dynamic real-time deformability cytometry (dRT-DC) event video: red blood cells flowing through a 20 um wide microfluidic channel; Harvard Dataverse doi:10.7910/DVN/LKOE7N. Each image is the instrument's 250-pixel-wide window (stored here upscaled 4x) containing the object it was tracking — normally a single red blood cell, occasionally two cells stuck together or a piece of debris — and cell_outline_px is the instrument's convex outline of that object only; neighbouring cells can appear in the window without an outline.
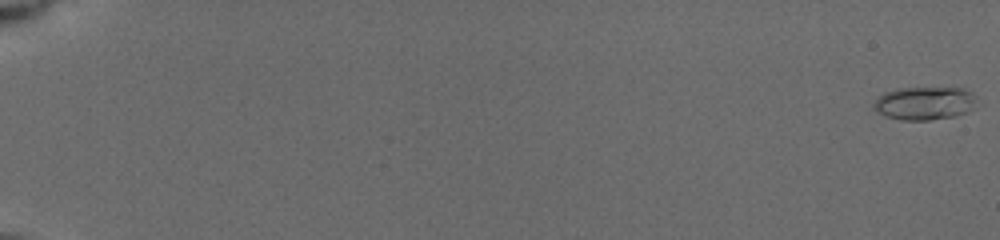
{"species": "common noctule bat (a hibernating species)", "species_latin": "Nyctalus noctula", "temperature_condition": "cold", "stored_images_in_passage": 57, "camera_frame_rate_fps": 3000, "um_per_image_px": 0.085, "animal": {"sex": "female", "body_mass_g": 19.5, "forearm_length_mm": 54.1}, "frame": {"image": 1, "passage_image": 1, "time_ms": 0.0, "image_size_px": [1000, 240], "cell_outline_px": [[976, 96], [968, 108], [964, 112], [956, 116], [928, 120], [900, 120], [884, 116], [872, 108], [872, 104], [884, 92], [896, 88], [964, 88], [972, 92]], "centroid_in_image_um": [78.49, 8.77], "position_along_channel_um": 6.5, "area_um2": 19.71}}
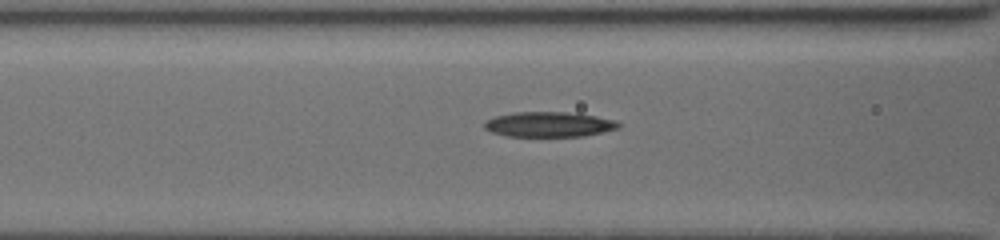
{"frame": {"image": 2, "passage_image": 36, "time_ms": 8.333, "image_size_px": [1000, 240], "cell_outline_px": [[620, 128], [604, 132], [584, 136], [504, 136], [492, 132], [484, 128], [484, 120], [496, 116], [516, 112], [576, 112], [616, 120], [620, 124]], "centroid_in_image_um": [46.69, 10.57], "position_along_channel_um": 119.9, "area_um2": 19.83}}
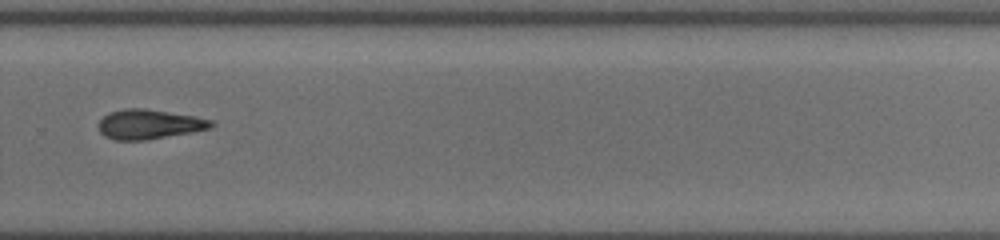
{"frame": {"image": 3, "passage_image": 56, "time_ms": 13.333, "image_size_px": [1000, 240], "cell_outline_px": [[216, 124], [212, 128], [192, 132], [144, 140], [112, 140], [104, 136], [100, 132], [96, 124], [108, 112], [124, 108], [144, 108], [196, 116], [212, 120]], "centroid_in_image_um": [12.66, 10.55], "position_along_channel_um": 317.1, "area_um2": 19.71}}